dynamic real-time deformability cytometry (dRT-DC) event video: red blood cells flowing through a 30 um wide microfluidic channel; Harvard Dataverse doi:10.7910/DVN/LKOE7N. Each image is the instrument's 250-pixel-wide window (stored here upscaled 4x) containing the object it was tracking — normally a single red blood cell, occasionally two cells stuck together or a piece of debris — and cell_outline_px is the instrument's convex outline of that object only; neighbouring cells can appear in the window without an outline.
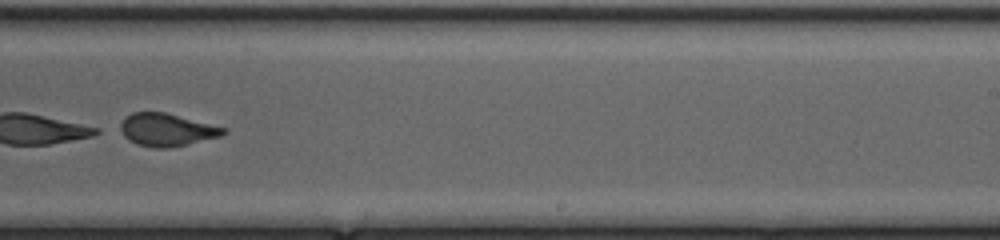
{"species": "common noctule bat (a hibernating species)", "species_latin": "Nyctalus noctula", "temperature_condition": "cold", "stored_images_in_passage": 52, "camera_frame_rate_fps": 3000, "um_per_image_px": 0.085, "animal": {"sex": "female", "body_mass_g": 20.0, "forearm_length_mm": 54.0}, "frame": {"image": 1, "passage_image": 36, "time_ms": 11.667, "image_size_px": [1000, 240], "cell_outline_px": [[228, 132], [220, 136], [188, 144], [168, 148], [156, 148], [136, 144], [128, 140], [116, 128], [132, 112], [164, 112], [228, 128]], "centroid_in_image_um": [14.16, 11.04], "position_along_channel_um": 274.8, "area_um2": 19.71}}
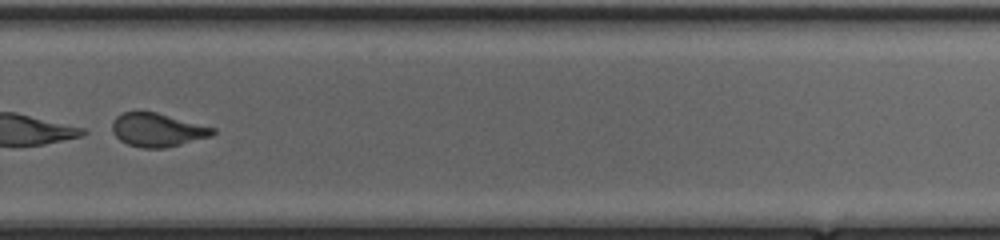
{"frame": {"image": 2, "passage_image": 39, "time_ms": 12.667, "image_size_px": [1000, 240], "cell_outline_px": [[216, 132], [212, 136], [164, 148], [140, 148], [128, 144], [120, 140], [112, 132], [112, 124], [116, 116], [124, 112], [156, 112], [216, 128]], "centroid_in_image_um": [13.38, 11.05], "position_along_channel_um": 316.4, "area_um2": 19.54}}